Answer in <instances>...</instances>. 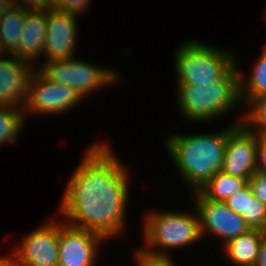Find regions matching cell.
I'll list each match as a JSON object with an SVG mask.
<instances>
[{"label":"cell","instance_id":"12","mask_svg":"<svg viewBox=\"0 0 266 266\" xmlns=\"http://www.w3.org/2000/svg\"><path fill=\"white\" fill-rule=\"evenodd\" d=\"M77 16L54 8L46 10V36L42 56L46 58L45 61L75 57L74 49L78 39Z\"/></svg>","mask_w":266,"mask_h":266},{"label":"cell","instance_id":"3","mask_svg":"<svg viewBox=\"0 0 266 266\" xmlns=\"http://www.w3.org/2000/svg\"><path fill=\"white\" fill-rule=\"evenodd\" d=\"M177 104L187 120L207 122L229 114L241 104L239 71L236 63L217 81L210 84L177 85ZM239 102V103H238ZM237 104V105H236ZM233 108V109H232Z\"/></svg>","mask_w":266,"mask_h":266},{"label":"cell","instance_id":"29","mask_svg":"<svg viewBox=\"0 0 266 266\" xmlns=\"http://www.w3.org/2000/svg\"><path fill=\"white\" fill-rule=\"evenodd\" d=\"M0 266H19L13 255L0 256Z\"/></svg>","mask_w":266,"mask_h":266},{"label":"cell","instance_id":"4","mask_svg":"<svg viewBox=\"0 0 266 266\" xmlns=\"http://www.w3.org/2000/svg\"><path fill=\"white\" fill-rule=\"evenodd\" d=\"M188 212L152 211L143 220L140 250L155 256L171 257L167 250L188 247L202 239L199 217Z\"/></svg>","mask_w":266,"mask_h":266},{"label":"cell","instance_id":"14","mask_svg":"<svg viewBox=\"0 0 266 266\" xmlns=\"http://www.w3.org/2000/svg\"><path fill=\"white\" fill-rule=\"evenodd\" d=\"M46 10H27L15 56L36 66V60L44 55L46 36Z\"/></svg>","mask_w":266,"mask_h":266},{"label":"cell","instance_id":"18","mask_svg":"<svg viewBox=\"0 0 266 266\" xmlns=\"http://www.w3.org/2000/svg\"><path fill=\"white\" fill-rule=\"evenodd\" d=\"M266 45V44H265ZM261 51L260 57L255 63L254 70L248 78V82L241 74L238 61H235L239 71V96L240 101L246 104L253 96H259L266 93V46ZM246 81V82H245ZM246 84V85H245Z\"/></svg>","mask_w":266,"mask_h":266},{"label":"cell","instance_id":"27","mask_svg":"<svg viewBox=\"0 0 266 266\" xmlns=\"http://www.w3.org/2000/svg\"><path fill=\"white\" fill-rule=\"evenodd\" d=\"M12 6L27 10H47L53 8V0H11Z\"/></svg>","mask_w":266,"mask_h":266},{"label":"cell","instance_id":"11","mask_svg":"<svg viewBox=\"0 0 266 266\" xmlns=\"http://www.w3.org/2000/svg\"><path fill=\"white\" fill-rule=\"evenodd\" d=\"M104 240L96 232L59 222L58 266H94Z\"/></svg>","mask_w":266,"mask_h":266},{"label":"cell","instance_id":"15","mask_svg":"<svg viewBox=\"0 0 266 266\" xmlns=\"http://www.w3.org/2000/svg\"><path fill=\"white\" fill-rule=\"evenodd\" d=\"M266 232L251 229L223 245V252L230 263L235 266H254L259 253V247Z\"/></svg>","mask_w":266,"mask_h":266},{"label":"cell","instance_id":"7","mask_svg":"<svg viewBox=\"0 0 266 266\" xmlns=\"http://www.w3.org/2000/svg\"><path fill=\"white\" fill-rule=\"evenodd\" d=\"M83 99L73 88L49 81L35 70L29 81L28 98L23 109L26 119L30 113L60 115L72 110L71 108L80 104Z\"/></svg>","mask_w":266,"mask_h":266},{"label":"cell","instance_id":"25","mask_svg":"<svg viewBox=\"0 0 266 266\" xmlns=\"http://www.w3.org/2000/svg\"><path fill=\"white\" fill-rule=\"evenodd\" d=\"M248 183L254 196L266 206V175L255 172Z\"/></svg>","mask_w":266,"mask_h":266},{"label":"cell","instance_id":"1","mask_svg":"<svg viewBox=\"0 0 266 266\" xmlns=\"http://www.w3.org/2000/svg\"><path fill=\"white\" fill-rule=\"evenodd\" d=\"M83 155L63 192L59 213L68 225L106 240L124 232L129 175L109 144L95 143Z\"/></svg>","mask_w":266,"mask_h":266},{"label":"cell","instance_id":"30","mask_svg":"<svg viewBox=\"0 0 266 266\" xmlns=\"http://www.w3.org/2000/svg\"><path fill=\"white\" fill-rule=\"evenodd\" d=\"M11 0H0V16L11 6Z\"/></svg>","mask_w":266,"mask_h":266},{"label":"cell","instance_id":"20","mask_svg":"<svg viewBox=\"0 0 266 266\" xmlns=\"http://www.w3.org/2000/svg\"><path fill=\"white\" fill-rule=\"evenodd\" d=\"M244 107L248 110L240 118V123L248 130L266 133V93L253 96Z\"/></svg>","mask_w":266,"mask_h":266},{"label":"cell","instance_id":"23","mask_svg":"<svg viewBox=\"0 0 266 266\" xmlns=\"http://www.w3.org/2000/svg\"><path fill=\"white\" fill-rule=\"evenodd\" d=\"M134 255L137 266H177L172 257L150 255L140 249L136 250Z\"/></svg>","mask_w":266,"mask_h":266},{"label":"cell","instance_id":"17","mask_svg":"<svg viewBox=\"0 0 266 266\" xmlns=\"http://www.w3.org/2000/svg\"><path fill=\"white\" fill-rule=\"evenodd\" d=\"M249 179L233 177L222 171L216 172L198 192L206 199L225 202L227 198L242 190Z\"/></svg>","mask_w":266,"mask_h":266},{"label":"cell","instance_id":"5","mask_svg":"<svg viewBox=\"0 0 266 266\" xmlns=\"http://www.w3.org/2000/svg\"><path fill=\"white\" fill-rule=\"evenodd\" d=\"M229 50L201 41L182 43L174 56L178 85L210 84L219 80L237 59Z\"/></svg>","mask_w":266,"mask_h":266},{"label":"cell","instance_id":"8","mask_svg":"<svg viewBox=\"0 0 266 266\" xmlns=\"http://www.w3.org/2000/svg\"><path fill=\"white\" fill-rule=\"evenodd\" d=\"M194 210L198 214L202 238L204 233L211 232L222 238L224 245L251 230L244 218L230 210L224 202H215L204 198L198 191L193 192Z\"/></svg>","mask_w":266,"mask_h":266},{"label":"cell","instance_id":"26","mask_svg":"<svg viewBox=\"0 0 266 266\" xmlns=\"http://www.w3.org/2000/svg\"><path fill=\"white\" fill-rule=\"evenodd\" d=\"M256 172L266 175V133L257 132Z\"/></svg>","mask_w":266,"mask_h":266},{"label":"cell","instance_id":"19","mask_svg":"<svg viewBox=\"0 0 266 266\" xmlns=\"http://www.w3.org/2000/svg\"><path fill=\"white\" fill-rule=\"evenodd\" d=\"M24 123L26 117L23 107L0 105V147L17 142Z\"/></svg>","mask_w":266,"mask_h":266},{"label":"cell","instance_id":"13","mask_svg":"<svg viewBox=\"0 0 266 266\" xmlns=\"http://www.w3.org/2000/svg\"><path fill=\"white\" fill-rule=\"evenodd\" d=\"M0 57V105L24 107L35 65L9 54ZM23 104V105H22Z\"/></svg>","mask_w":266,"mask_h":266},{"label":"cell","instance_id":"24","mask_svg":"<svg viewBox=\"0 0 266 266\" xmlns=\"http://www.w3.org/2000/svg\"><path fill=\"white\" fill-rule=\"evenodd\" d=\"M91 0H53V8L61 12L80 15L88 8Z\"/></svg>","mask_w":266,"mask_h":266},{"label":"cell","instance_id":"10","mask_svg":"<svg viewBox=\"0 0 266 266\" xmlns=\"http://www.w3.org/2000/svg\"><path fill=\"white\" fill-rule=\"evenodd\" d=\"M59 223L50 220L21 240L11 253L19 266H58Z\"/></svg>","mask_w":266,"mask_h":266},{"label":"cell","instance_id":"28","mask_svg":"<svg viewBox=\"0 0 266 266\" xmlns=\"http://www.w3.org/2000/svg\"><path fill=\"white\" fill-rule=\"evenodd\" d=\"M254 266H266V236L262 239Z\"/></svg>","mask_w":266,"mask_h":266},{"label":"cell","instance_id":"6","mask_svg":"<svg viewBox=\"0 0 266 266\" xmlns=\"http://www.w3.org/2000/svg\"><path fill=\"white\" fill-rule=\"evenodd\" d=\"M39 66H36V69L38 68V71L49 81L69 86L83 98L103 86L119 81V75L114 69L99 68L101 66L76 60L75 57L45 61Z\"/></svg>","mask_w":266,"mask_h":266},{"label":"cell","instance_id":"31","mask_svg":"<svg viewBox=\"0 0 266 266\" xmlns=\"http://www.w3.org/2000/svg\"><path fill=\"white\" fill-rule=\"evenodd\" d=\"M2 55H6L2 46H1V42H0V57H2Z\"/></svg>","mask_w":266,"mask_h":266},{"label":"cell","instance_id":"9","mask_svg":"<svg viewBox=\"0 0 266 266\" xmlns=\"http://www.w3.org/2000/svg\"><path fill=\"white\" fill-rule=\"evenodd\" d=\"M257 132L240 121L227 127V144L221 171L233 177L250 179L256 172Z\"/></svg>","mask_w":266,"mask_h":266},{"label":"cell","instance_id":"2","mask_svg":"<svg viewBox=\"0 0 266 266\" xmlns=\"http://www.w3.org/2000/svg\"><path fill=\"white\" fill-rule=\"evenodd\" d=\"M227 127L220 132L182 135L176 133L166 138L165 149L172 158L177 171L188 183L187 186L198 191L216 172L221 171Z\"/></svg>","mask_w":266,"mask_h":266},{"label":"cell","instance_id":"16","mask_svg":"<svg viewBox=\"0 0 266 266\" xmlns=\"http://www.w3.org/2000/svg\"><path fill=\"white\" fill-rule=\"evenodd\" d=\"M26 11L25 8L11 5L0 16V42L6 56L15 55L18 51Z\"/></svg>","mask_w":266,"mask_h":266},{"label":"cell","instance_id":"22","mask_svg":"<svg viewBox=\"0 0 266 266\" xmlns=\"http://www.w3.org/2000/svg\"><path fill=\"white\" fill-rule=\"evenodd\" d=\"M248 225L251 229H259L266 232V206L254 194L249 199Z\"/></svg>","mask_w":266,"mask_h":266},{"label":"cell","instance_id":"21","mask_svg":"<svg viewBox=\"0 0 266 266\" xmlns=\"http://www.w3.org/2000/svg\"><path fill=\"white\" fill-rule=\"evenodd\" d=\"M253 196L249 183L239 192L225 200V205L233 212L240 214L248 224L249 199Z\"/></svg>","mask_w":266,"mask_h":266}]
</instances>
